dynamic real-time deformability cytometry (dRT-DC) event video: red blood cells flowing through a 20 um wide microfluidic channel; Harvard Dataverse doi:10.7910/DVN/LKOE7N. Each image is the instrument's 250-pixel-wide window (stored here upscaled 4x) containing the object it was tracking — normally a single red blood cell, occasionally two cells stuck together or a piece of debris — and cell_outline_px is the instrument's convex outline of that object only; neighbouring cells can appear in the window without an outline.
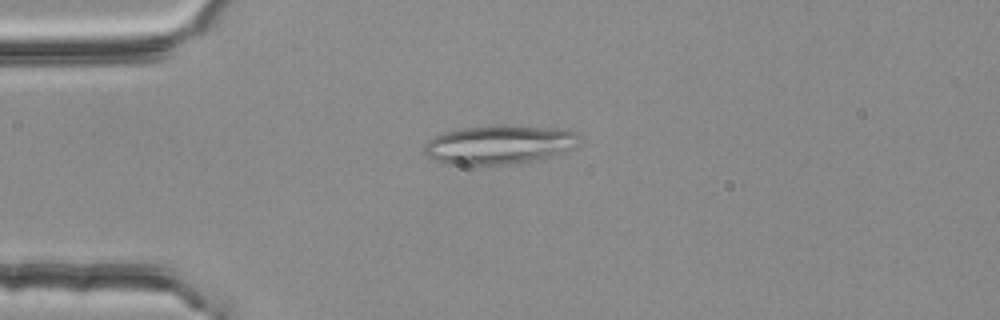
{"species": "common noctule bat (a hibernating species)", "species_latin": "Nyctalus noctula", "temperature_condition": "room temperature", "stored_images_in_passage": 3, "segment_of_instrument_passage": [1, 2], "camera_frame_rate_fps": 3000, "um_per_image_px": 0.085, "animal": {"sex": "female", "body_mass_g": 25.1}, "frame": {"image": 1, "passage_image": 2, "time_ms": 0.333, "image_size_px": [1000, 320], "cell_outline_px": [[576, 148], [548, 156], [532, 160], [512, 164], [448, 164], [436, 160], [428, 156], [424, 152], [424, 144], [428, 140], [444, 132], [460, 128], [500, 124], [504, 124], [560, 128], [576, 132]], "centroid_in_image_um": [42.41, 12.26], "position_along_channel_um": 42.6, "area_um2": 35.03}}